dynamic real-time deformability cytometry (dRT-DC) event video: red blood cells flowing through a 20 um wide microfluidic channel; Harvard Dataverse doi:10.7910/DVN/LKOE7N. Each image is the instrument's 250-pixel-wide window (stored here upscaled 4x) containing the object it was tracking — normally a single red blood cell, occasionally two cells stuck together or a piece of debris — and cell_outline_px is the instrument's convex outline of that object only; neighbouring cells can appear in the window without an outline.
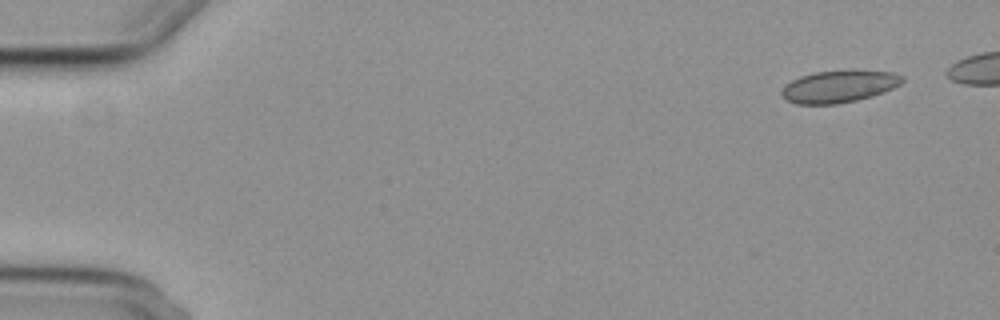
{"species": "common noctule bat (a hibernating species)", "species_latin": "Nyctalus noctula", "temperature_condition": "cold", "stored_images_in_passage": 9, "segment_of_instrument_passage": [1, 2], "camera_frame_rate_fps": 3000, "um_per_image_px": 0.085, "animal": {"sex": "female", "body_mass_g": 29.2, "forearm_length_mm": 56.3}, "frame": {"image": 1, "passage_image": 1, "time_ms": 0.0, "image_size_px": [1000, 320], "cell_outline_px": [[904, 80], [900, 84], [884, 92], [872, 96], [856, 100], [836, 104], [796, 104], [784, 100], [780, 92], [792, 80], [800, 76], [816, 72], [852, 68], [892, 72], [904, 76]], "centroid_in_image_um": [71.34, 7.32], "position_along_channel_um": 13.7, "area_um2": 23.06}}
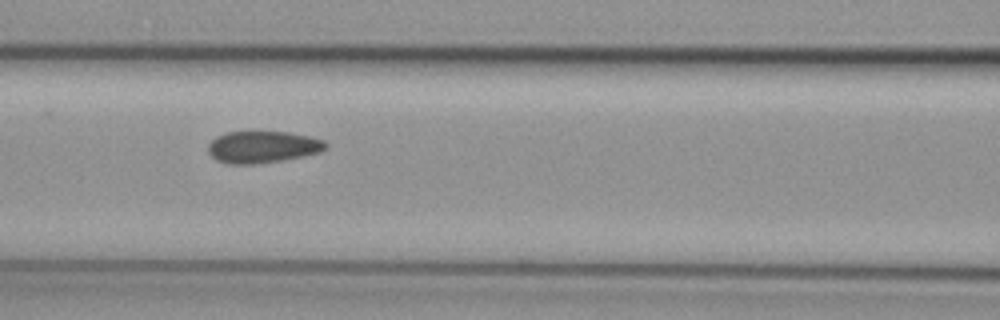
{"frame": {"image": 2, "passage_image": 7, "time_ms": 7.0, "image_size_px": [1000, 320], "cell_outline_px": [[328, 144], [320, 152], [280, 160], [256, 164], [228, 164], [216, 160], [208, 152], [208, 144], [216, 136], [228, 132], [288, 132], [308, 136], [324, 140]], "centroid_in_image_um": [22.28, 12.49], "position_along_channel_um": 144.3, "area_um2": 21.62}}
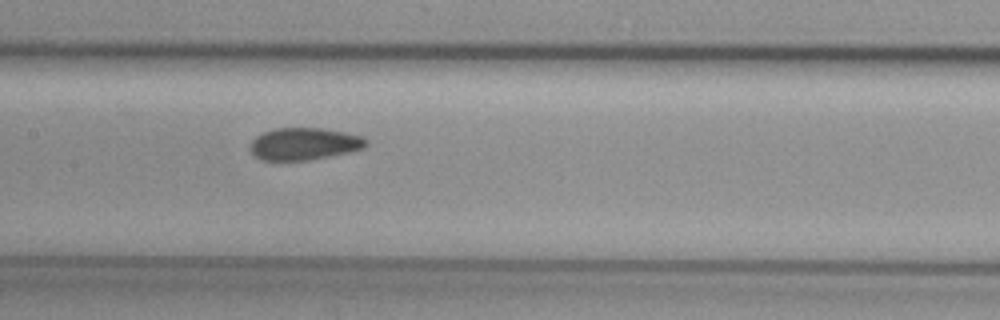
{"frame": {"image": 3, "passage_image": 8, "time_ms": 8.0, "image_size_px": [1000, 320], "cell_outline_px": [[368, 144], [364, 148], [348, 152], [308, 160], [260, 160], [248, 148], [252, 140], [256, 136], [264, 132], [276, 128], [320, 128], [344, 132], [364, 136], [368, 140]], "centroid_in_image_um": [25.86, 12.22], "position_along_channel_um": 181.5, "area_um2": 21.73}}